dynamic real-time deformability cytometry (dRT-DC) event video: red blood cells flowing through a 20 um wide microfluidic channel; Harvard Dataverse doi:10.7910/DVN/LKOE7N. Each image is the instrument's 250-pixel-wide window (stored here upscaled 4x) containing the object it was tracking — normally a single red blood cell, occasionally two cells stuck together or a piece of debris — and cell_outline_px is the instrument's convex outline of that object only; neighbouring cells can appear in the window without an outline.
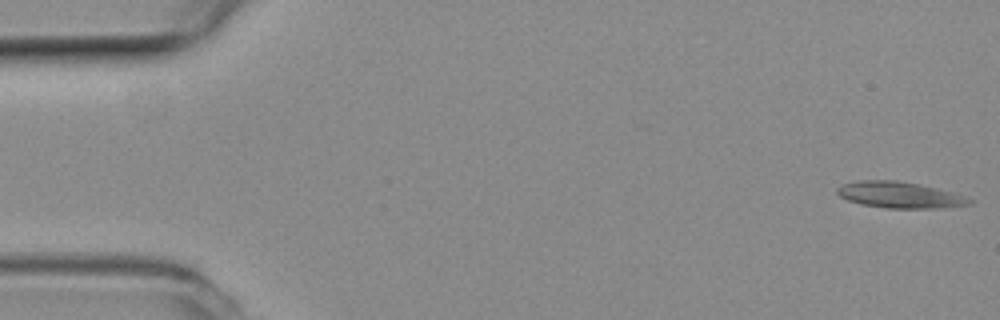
{"species": "common noctule bat (a hibernating species)", "species_latin": "Nyctalus noctula", "temperature_condition": "room temperature", "stored_images_in_passage": 53, "camera_frame_rate_fps": 3000, "um_per_image_px": 0.085, "animal": {"sex": "female", "body_mass_g": 19.3, "forearm_length_mm": 54.1}, "frame": {"image": 1, "passage_image": 1, "time_ms": 0.0, "image_size_px": [1000, 320], "cell_outline_px": [[972, 204], [936, 208], [884, 208], [860, 204], [848, 200], [840, 196], [836, 192], [836, 188], [840, 184], [856, 180], [896, 180], [920, 184], [952, 192], [964, 196], [972, 200]], "centroid_in_image_um": [76.41, 16.56], "position_along_channel_um": 8.6, "area_um2": 20.29}}
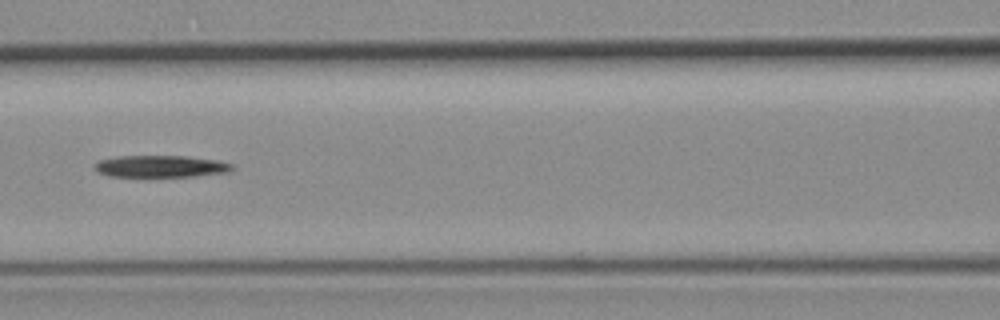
{"frame": {"image": 2, "passage_image": 23, "time_ms": 7.333, "image_size_px": [1000, 320], "cell_outline_px": [[236, 168], [228, 172], [196, 176], [108, 176], [96, 172], [92, 168], [92, 164], [100, 160], [116, 156], [184, 156], [216, 160], [236, 164]], "centroid_in_image_um": [13.64, 14.14], "position_along_channel_um": 153.0, "area_um2": 17.74}}
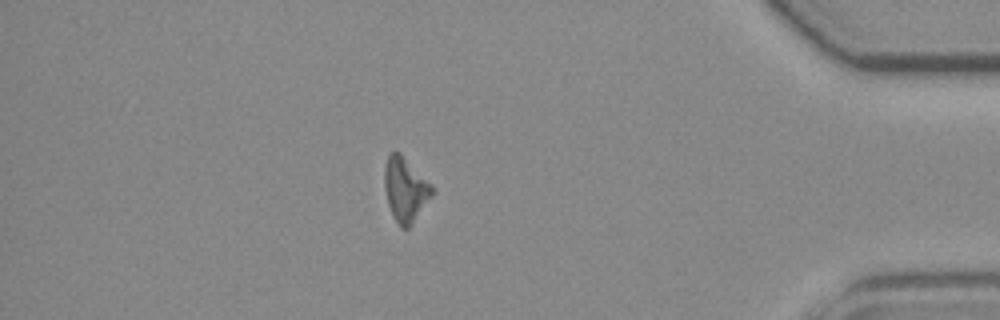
{"frame": {"image": 3, "passage_image": 46, "time_ms": 15.0, "image_size_px": [1000, 320], "cell_outline_px": [[436, 192], [408, 228], [400, 228], [388, 204], [384, 188], [384, 168], [388, 156], [396, 148], [432, 184]], "centroid_in_image_um": [34.47, 16.07], "position_along_channel_um": 400.7, "area_um2": 17.98}}